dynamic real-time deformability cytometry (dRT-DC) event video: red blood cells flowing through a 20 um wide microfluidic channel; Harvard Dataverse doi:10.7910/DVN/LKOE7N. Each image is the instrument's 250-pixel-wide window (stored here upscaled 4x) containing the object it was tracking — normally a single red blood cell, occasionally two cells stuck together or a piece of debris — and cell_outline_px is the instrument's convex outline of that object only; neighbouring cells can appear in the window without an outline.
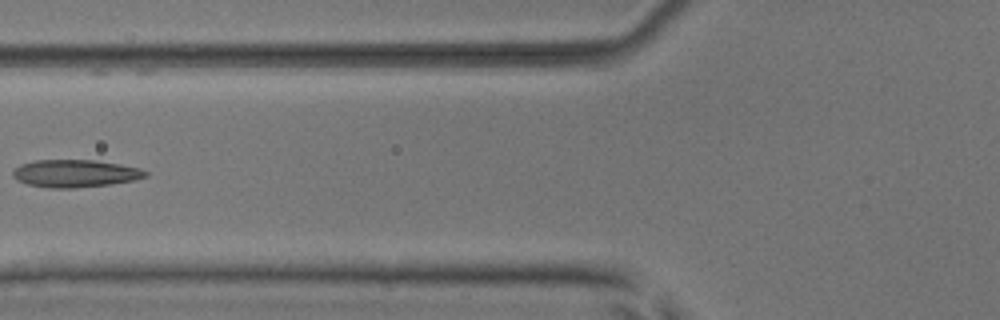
{"species": "common noctule bat (a hibernating species)", "species_latin": "Nyctalus noctula", "temperature_condition": "room temperature", "stored_images_in_passage": 6, "camera_frame_rate_fps": 3000, "um_per_image_px": 0.085, "animal": {"sex": "male", "body_mass_g": 17.9, "forearm_length_mm": 54.2}, "frame": {"image": 1, "passage_image": 5, "time_ms": 4.667, "image_size_px": [1000, 320], "cell_outline_px": [[148, 176], [136, 180], [108, 184], [76, 188], [48, 188], [28, 184], [16, 180], [12, 176], [12, 172], [20, 164], [36, 160], [96, 160], [140, 168], [148, 172]], "centroid_in_image_um": [6.38, 14.74], "position_along_channel_um": 119.4, "area_um2": 21.33}}
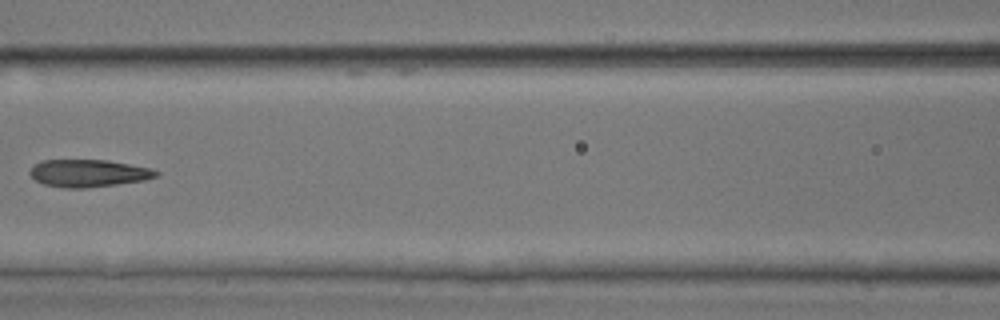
{"frame": {"image": 2, "passage_image": 6, "time_ms": 5.667, "image_size_px": [1000, 320], "cell_outline_px": [[160, 172], [156, 176], [144, 180], [88, 188], [64, 188], [44, 184], [36, 180], [28, 172], [40, 160], [108, 160], [152, 168]], "centroid_in_image_um": [7.53, 14.72], "position_along_channel_um": 159.1, "area_um2": 20.11}}